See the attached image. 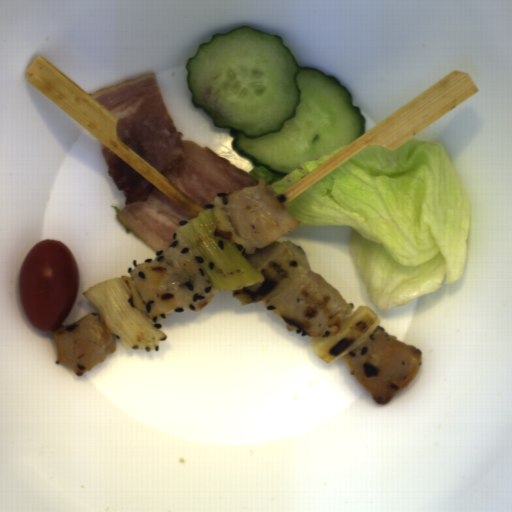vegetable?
<instances>
[{
	"label": "vegetable",
	"instance_id": "1",
	"mask_svg": "<svg viewBox=\"0 0 512 512\" xmlns=\"http://www.w3.org/2000/svg\"><path fill=\"white\" fill-rule=\"evenodd\" d=\"M285 205L300 225L349 228L347 250L376 309L464 276L469 196L440 143L369 144Z\"/></svg>",
	"mask_w": 512,
	"mask_h": 512
},
{
	"label": "vegetable",
	"instance_id": "2",
	"mask_svg": "<svg viewBox=\"0 0 512 512\" xmlns=\"http://www.w3.org/2000/svg\"><path fill=\"white\" fill-rule=\"evenodd\" d=\"M214 210L208 207L177 230L190 245L218 292H230L242 305L264 301L279 293L300 275L310 273L305 251L292 241H285L253 267L236 243L216 236Z\"/></svg>",
	"mask_w": 512,
	"mask_h": 512
},
{
	"label": "vegetable",
	"instance_id": "3",
	"mask_svg": "<svg viewBox=\"0 0 512 512\" xmlns=\"http://www.w3.org/2000/svg\"><path fill=\"white\" fill-rule=\"evenodd\" d=\"M82 294L125 350L152 351L167 339V334L146 318L147 306L127 275L94 285Z\"/></svg>",
	"mask_w": 512,
	"mask_h": 512
},
{
	"label": "vegetable",
	"instance_id": "5",
	"mask_svg": "<svg viewBox=\"0 0 512 512\" xmlns=\"http://www.w3.org/2000/svg\"><path fill=\"white\" fill-rule=\"evenodd\" d=\"M347 144L341 146L330 153L313 159L304 163H301L300 168L291 172L288 175H280L268 170L265 166H256L251 169L247 174L251 175L255 181L259 184V178H263L267 185H270L274 188L275 192L278 194V197L283 194L286 190H288L291 186H293L296 182H298L305 175L325 163L327 160L347 148Z\"/></svg>",
	"mask_w": 512,
	"mask_h": 512
},
{
	"label": "vegetable",
	"instance_id": "4",
	"mask_svg": "<svg viewBox=\"0 0 512 512\" xmlns=\"http://www.w3.org/2000/svg\"><path fill=\"white\" fill-rule=\"evenodd\" d=\"M381 324V318L375 311L361 305L348 318H343L338 334L315 336L310 342L316 356L325 363H333L359 346Z\"/></svg>",
	"mask_w": 512,
	"mask_h": 512
}]
</instances>
